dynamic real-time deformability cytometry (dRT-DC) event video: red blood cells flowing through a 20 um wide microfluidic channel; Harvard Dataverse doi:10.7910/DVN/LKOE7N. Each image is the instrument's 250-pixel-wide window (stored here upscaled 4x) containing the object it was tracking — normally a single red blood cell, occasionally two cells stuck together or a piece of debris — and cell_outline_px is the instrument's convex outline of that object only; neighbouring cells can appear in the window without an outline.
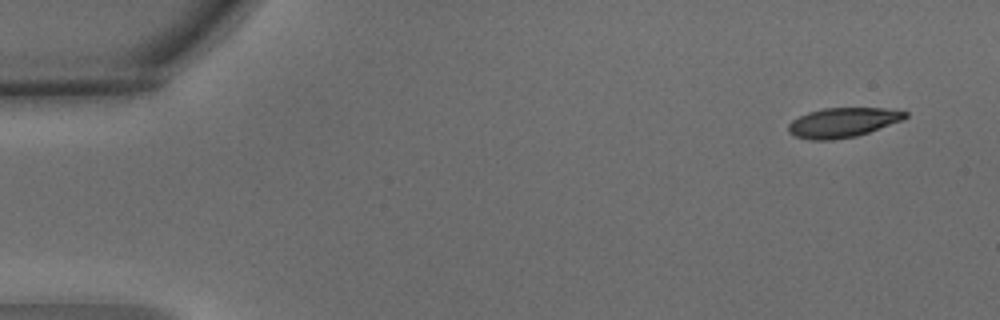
{"species": "common noctule bat (a hibernating species)", "species_latin": "Nyctalus noctula", "temperature_condition": "warm", "stored_images_in_passage": 4, "camera_frame_rate_fps": 3000, "um_per_image_px": 0.085, "animal": {"sex": "male", "body_mass_g": 15.6}, "frame": {"image": 1, "passage_image": 1, "time_ms": 0.0, "image_size_px": [1000, 320], "cell_outline_px": [[908, 116], [904, 120], [856, 136], [832, 140], [808, 140], [796, 136], [788, 132], [788, 124], [792, 120], [808, 112], [824, 108], [884, 108], [908, 112]], "centroid_in_image_um": [71.64, 10.41], "position_along_channel_um": 13.4, "area_um2": 20.17}}
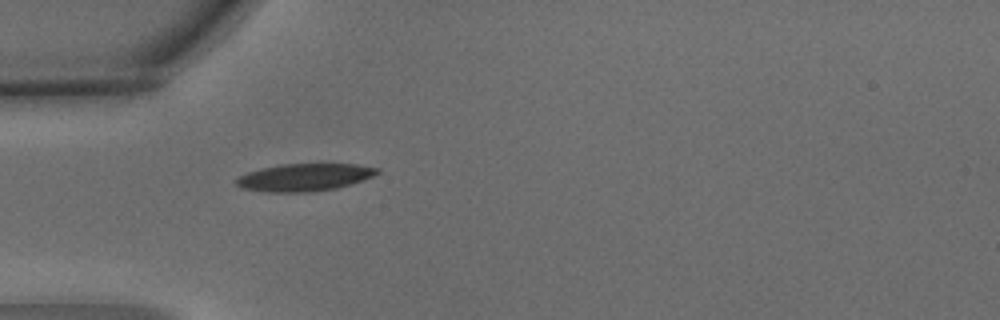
{"frame": {"image": 2, "passage_image": 4, "time_ms": 1.0, "image_size_px": [1000, 320], "cell_outline_px": [[380, 172], [372, 176], [336, 188], [312, 192], [268, 192], [240, 188], [236, 184], [236, 176], [248, 172], [280, 164], [356, 164], [380, 168]], "centroid_in_image_um": [25.84, 15.07], "position_along_channel_um": 59.2, "area_um2": 22.43}}